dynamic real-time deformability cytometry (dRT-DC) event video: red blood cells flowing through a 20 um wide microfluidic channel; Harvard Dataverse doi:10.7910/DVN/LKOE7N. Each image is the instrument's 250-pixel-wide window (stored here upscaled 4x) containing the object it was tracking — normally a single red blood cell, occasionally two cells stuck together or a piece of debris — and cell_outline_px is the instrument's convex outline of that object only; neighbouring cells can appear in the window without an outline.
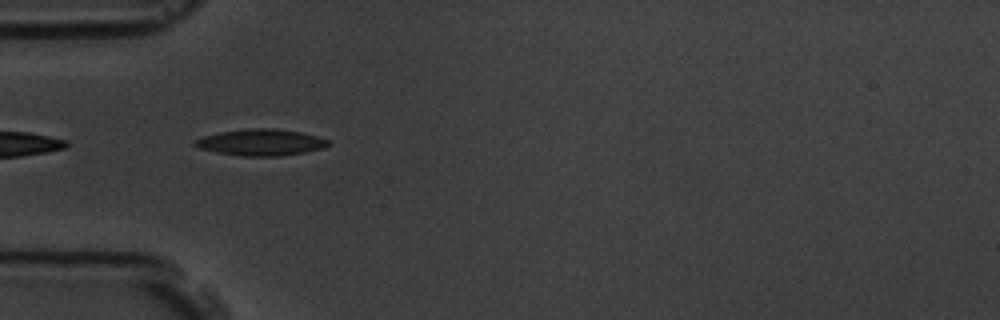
{"species": "common noctule bat (a hibernating species)", "species_latin": "Nyctalus noctula", "temperature_condition": "room temperature", "stored_images_in_passage": 2, "camera_frame_rate_fps": 3000, "um_per_image_px": 0.085, "animal": {"sex": "male", "body_mass_g": 19.5, "forearm_length_mm": 54.6}, "frame": {"image": 1, "passage_image": 2, "time_ms": 1.333, "image_size_px": [1000, 320], "cell_outline_px": [[332, 144], [324, 148], [304, 152], [280, 156], [240, 156], [216, 152], [200, 148], [192, 144], [196, 140], [204, 136], [220, 132], [248, 128], [276, 128], [300, 132], [316, 136], [328, 140]], "centroid_in_image_um": [22.2, 12.1], "position_along_channel_um": 62.8, "area_um2": 20.52}}